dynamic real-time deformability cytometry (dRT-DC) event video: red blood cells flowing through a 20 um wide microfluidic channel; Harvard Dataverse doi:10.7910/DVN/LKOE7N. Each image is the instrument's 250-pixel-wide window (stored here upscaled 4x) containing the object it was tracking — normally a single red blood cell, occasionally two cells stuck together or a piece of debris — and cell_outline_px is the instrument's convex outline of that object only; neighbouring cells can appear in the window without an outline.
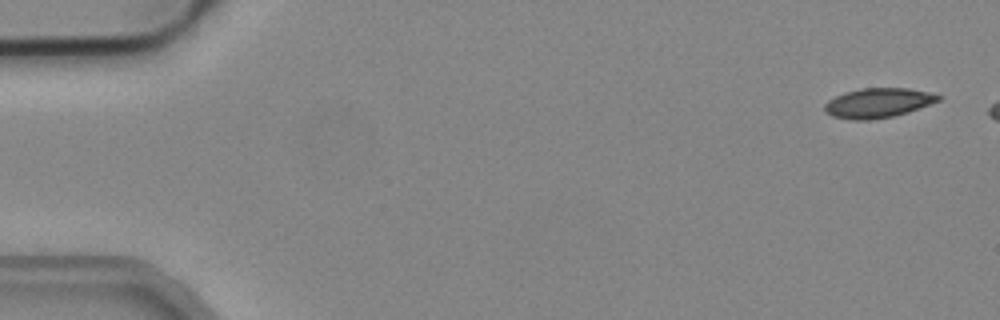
{"species": "common noctule bat (a hibernating species)", "species_latin": "Nyctalus noctula", "temperature_condition": "cold", "stored_images_in_passage": 6, "camera_frame_rate_fps": 3000, "um_per_image_px": 0.085, "animal": {"sex": "male", "body_mass_g": 19.2, "forearm_length_mm": 51.8}, "frame": {"image": 1, "passage_image": 1, "time_ms": 0.0, "image_size_px": [1000, 320], "cell_outline_px": [[940, 100], [920, 108], [908, 112], [892, 116], [872, 120], [852, 120], [832, 116], [824, 112], [824, 104], [828, 100], [844, 92], [864, 88], [908, 88], [928, 92], [940, 96]], "centroid_in_image_um": [74.59, 8.75], "position_along_channel_um": 10.4, "area_um2": 19.59}}